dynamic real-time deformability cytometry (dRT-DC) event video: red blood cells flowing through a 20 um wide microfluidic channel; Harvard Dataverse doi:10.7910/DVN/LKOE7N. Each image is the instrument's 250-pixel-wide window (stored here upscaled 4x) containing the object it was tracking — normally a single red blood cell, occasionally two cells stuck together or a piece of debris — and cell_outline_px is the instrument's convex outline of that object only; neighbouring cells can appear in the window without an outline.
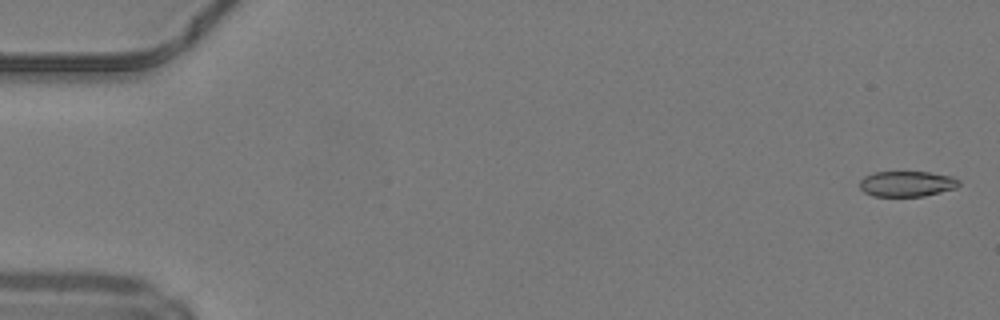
{"species": "common noctule bat (a hibernating species)", "species_latin": "Nyctalus noctula", "temperature_condition": "warm", "stored_images_in_passage": 50, "camera_frame_rate_fps": 3000, "um_per_image_px": 0.085, "animal": {"sex": "male", "body_mass_g": 19.2, "forearm_length_mm": 51.8}, "frame": {"image": 1, "passage_image": 2, "time_ms": 0.333, "image_size_px": [1000, 320], "cell_outline_px": [[960, 184], [956, 188], [924, 196], [872, 196], [864, 192], [860, 188], [860, 180], [864, 176], [872, 172], [928, 172], [952, 176], [960, 180]], "centroid_in_image_um": [77.08, 15.62], "position_along_channel_um": 7.9, "area_um2": 14.85}}
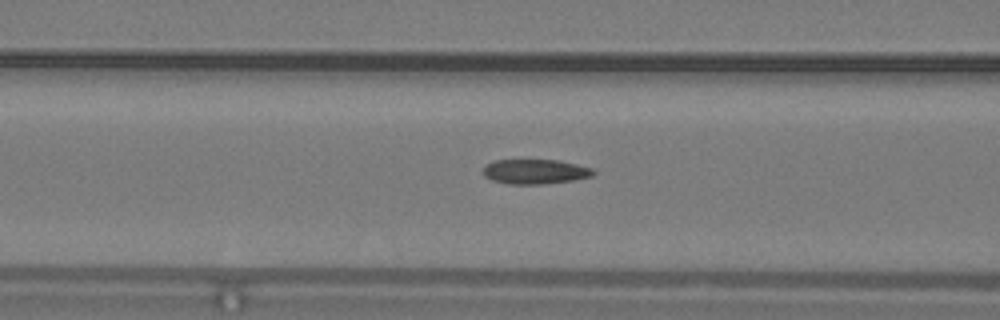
{"frame": {"image": 2, "passage_image": 21, "time_ms": 6.667, "image_size_px": [1000, 320], "cell_outline_px": [[596, 172], [592, 176], [572, 180], [544, 184], [508, 184], [492, 180], [484, 176], [484, 168], [488, 164], [496, 160], [560, 160], [592, 168]], "centroid_in_image_um": [45.51, 14.59], "position_along_channel_um": 121.1, "area_um2": 15.78}}
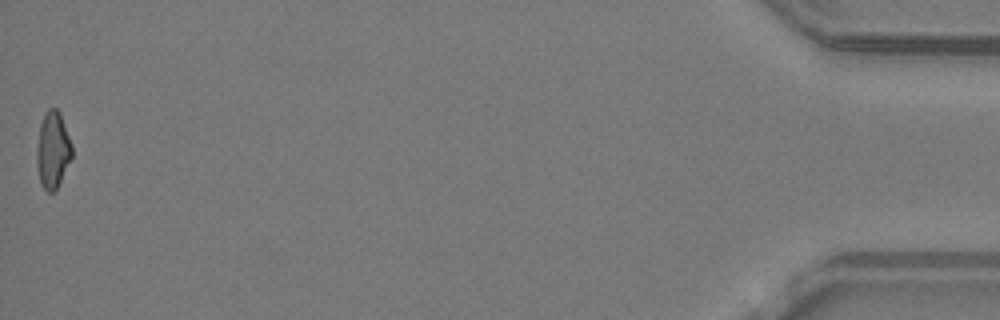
{"frame": {"image": 3, "passage_image": 50, "time_ms": 16.333, "image_size_px": [1000, 320], "cell_outline_px": [[72, 156], [56, 188], [52, 192], [48, 192], [44, 188], [40, 180], [36, 164], [36, 148], [40, 124], [44, 112], [48, 108], [56, 108], [60, 112], [72, 144]], "centroid_in_image_um": [4.47, 12.69], "position_along_channel_um": 430.7, "area_um2": 15.66}, "authors_computed_cell_mechanics": {"area_um2": 15.9817, "velocity_mm_per_s": 4.2373, "shape_relaxation_time_tau1_ms": null, "shape_relaxation_time_tau2_ms": 2.8034, "deformation_change_tau1": null, "deformation_change_tau2": 0.0949}}